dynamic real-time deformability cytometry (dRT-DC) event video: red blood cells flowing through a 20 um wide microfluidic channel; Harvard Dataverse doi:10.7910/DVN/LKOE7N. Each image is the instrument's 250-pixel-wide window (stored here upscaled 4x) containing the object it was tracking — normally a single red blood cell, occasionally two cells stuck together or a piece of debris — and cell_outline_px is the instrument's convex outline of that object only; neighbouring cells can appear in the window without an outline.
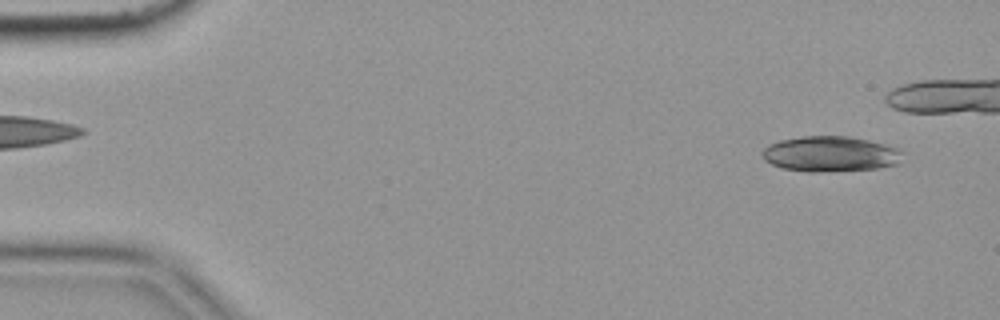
{"species": "common noctule bat (a hibernating species)", "species_latin": "Nyctalus noctula", "temperature_condition": "cold", "stored_images_in_passage": 43, "camera_frame_rate_fps": 3000, "um_per_image_px": 0.085, "animal": {"sex": "female", "body_mass_g": 19.9}, "frame": {"image": 1, "passage_image": 1, "time_ms": 0.0, "image_size_px": [1000, 320], "cell_outline_px": [[900, 152], [896, 164], [880, 168], [816, 172], [808, 172], [780, 168], [764, 160], [760, 152], [768, 144], [780, 140], [804, 136], [848, 136], [868, 140], [884, 144], [896, 148]], "centroid_in_image_um": [70.48, 13.09], "position_along_channel_um": 14.5, "area_um2": 28.78}}